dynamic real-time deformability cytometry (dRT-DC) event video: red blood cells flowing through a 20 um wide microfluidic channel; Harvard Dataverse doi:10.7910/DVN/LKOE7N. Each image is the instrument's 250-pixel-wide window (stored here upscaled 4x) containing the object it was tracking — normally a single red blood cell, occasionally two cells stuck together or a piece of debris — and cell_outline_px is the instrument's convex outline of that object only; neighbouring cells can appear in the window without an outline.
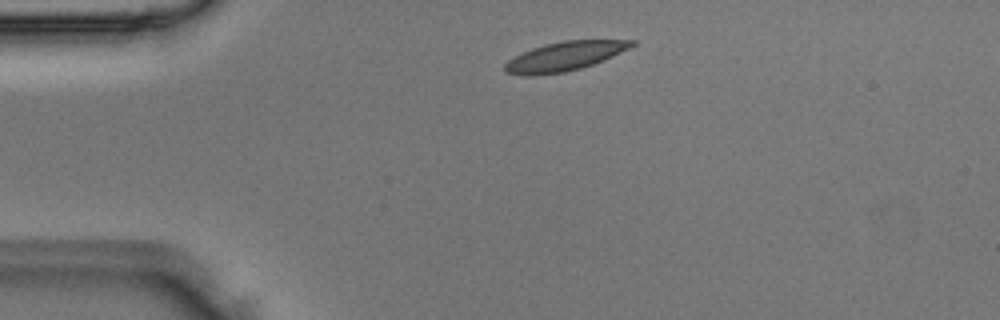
{"species": "Egyptian fruit bat (a non-hibernating species)", "species_latin": "Rousettus aegyptiacus", "temperature_condition": "room temperature", "stored_images_in_passage": 2, "camera_frame_rate_fps": 3000, "um_per_image_px": 0.085, "animal": {"sex": "male"}, "frame": {"image": 1, "passage_image": 1, "time_ms": 0.0, "image_size_px": [1000, 320], "cell_outline_px": [[636, 44], [612, 56], [592, 64], [580, 68], [564, 72], [532, 76], [528, 76], [504, 72], [504, 64], [508, 60], [532, 48], [544, 44], [564, 40], [636, 40]], "centroid_in_image_um": [47.96, 4.78], "position_along_channel_um": 37.0, "area_um2": 21.27}}